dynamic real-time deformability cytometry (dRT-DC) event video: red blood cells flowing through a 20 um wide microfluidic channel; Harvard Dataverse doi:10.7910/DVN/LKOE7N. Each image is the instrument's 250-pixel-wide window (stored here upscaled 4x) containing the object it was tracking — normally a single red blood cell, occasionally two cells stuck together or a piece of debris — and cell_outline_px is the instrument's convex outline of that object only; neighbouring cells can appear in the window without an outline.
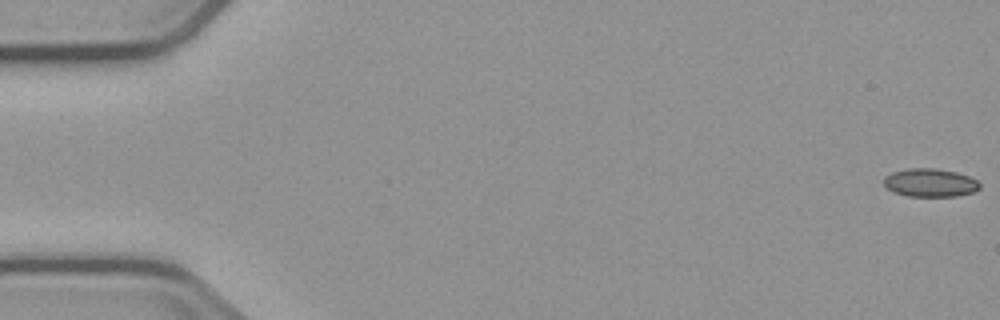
{"species": "common noctule bat (a hibernating species)", "species_latin": "Nyctalus noctula", "temperature_condition": "cold", "stored_images_in_passage": 5, "camera_frame_rate_fps": 3000, "um_per_image_px": 0.085, "animal": {"sex": "male", "body_mass_g": 23.1, "forearm_length_mm": 52.7}, "frame": {"image": 1, "passage_image": 1, "time_ms": 0.0, "image_size_px": [1000, 320], "cell_outline_px": [[980, 188], [972, 192], [956, 196], [908, 196], [892, 192], [884, 184], [884, 176], [892, 172], [908, 168], [936, 168], [956, 172], [968, 176], [976, 180], [980, 184]], "centroid_in_image_um": [79.04, 15.52], "position_along_channel_um": 6.0, "area_um2": 15.78}}
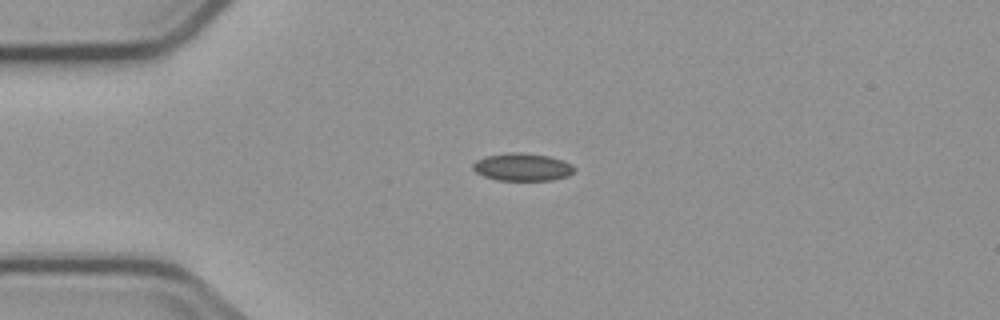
{"frame": {"image": 2, "passage_image": 4, "time_ms": 4.333, "image_size_px": [1000, 320], "cell_outline_px": [[576, 168], [568, 176], [552, 180], [496, 180], [484, 176], [476, 172], [472, 168], [472, 164], [476, 160], [484, 156], [508, 152], [520, 152], [548, 156], [564, 160], [572, 164]], "centroid_in_image_um": [44.39, 14.19], "position_along_channel_um": 40.6, "area_um2": 16.47}}